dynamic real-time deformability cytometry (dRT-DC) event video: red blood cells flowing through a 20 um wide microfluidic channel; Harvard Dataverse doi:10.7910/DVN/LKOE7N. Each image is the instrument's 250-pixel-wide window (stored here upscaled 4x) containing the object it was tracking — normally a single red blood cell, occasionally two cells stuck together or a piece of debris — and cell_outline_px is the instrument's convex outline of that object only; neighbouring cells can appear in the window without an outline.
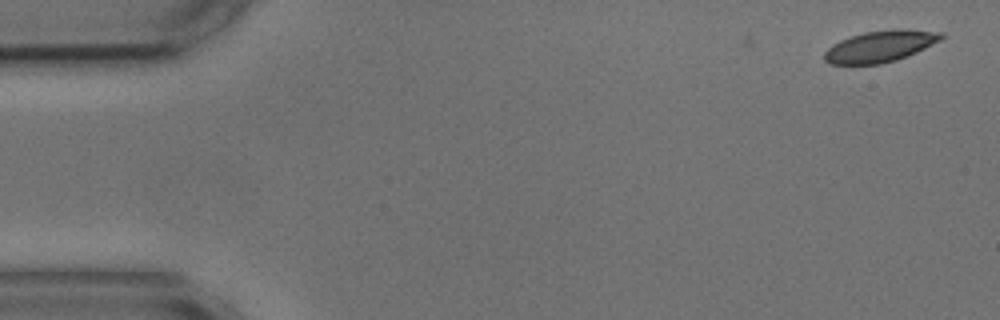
{"species": "common noctule bat (a hibernating species)", "species_latin": "Nyctalus noctula", "temperature_condition": "cold", "stored_images_in_passage": 3, "camera_frame_rate_fps": 3000, "um_per_image_px": 0.085, "animal": {"sex": "male", "body_mass_g": 17.9, "forearm_length_mm": 54.2}, "frame": {"image": 1, "passage_image": 3, "time_ms": 0.667, "image_size_px": [1000, 320], "cell_outline_px": [[944, 36], [940, 40], [908, 56], [896, 60], [880, 64], [832, 64], [824, 60], [824, 52], [832, 44], [840, 40], [864, 32], [896, 28], [908, 28], [944, 32]], "centroid_in_image_um": [74.84, 3.92], "position_along_channel_um": 10.2, "area_um2": 21.56}}